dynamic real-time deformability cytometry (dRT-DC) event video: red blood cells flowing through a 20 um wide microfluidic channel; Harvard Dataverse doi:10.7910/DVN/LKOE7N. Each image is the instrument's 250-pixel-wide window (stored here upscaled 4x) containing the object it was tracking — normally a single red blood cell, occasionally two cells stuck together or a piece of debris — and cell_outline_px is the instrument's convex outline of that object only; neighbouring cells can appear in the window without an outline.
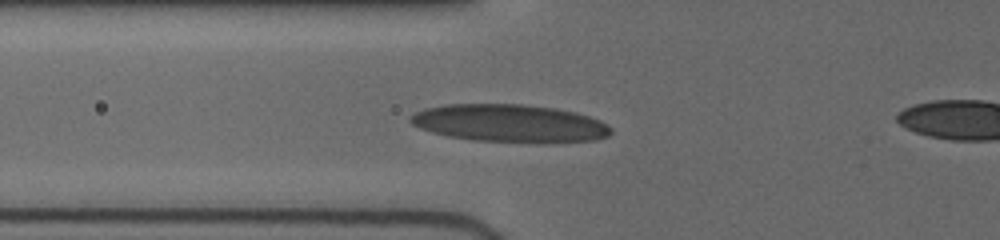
{"species": "human", "species_latin": "Homo sapiens", "temperature_condition": "cold", "stored_images_in_passage": 17, "camera_frame_rate_fps": 3000, "um_per_image_px": 0.085, "donor": {"sex": "female"}, "frame": {"image": 1, "passage_image": 15, "time_ms": 5.667, "image_size_px": [1000, 240], "cell_outline_px": [[612, 132], [608, 136], [596, 140], [552, 144], [540, 144], [472, 140], [448, 136], [432, 132], [420, 128], [412, 124], [408, 120], [416, 112], [424, 108], [444, 104], [520, 104], [556, 108], [576, 112], [600, 120], [612, 128]], "centroid_in_image_um": [43.38, 10.5], "position_along_channel_um": 82.4, "area_um2": 44.91}}